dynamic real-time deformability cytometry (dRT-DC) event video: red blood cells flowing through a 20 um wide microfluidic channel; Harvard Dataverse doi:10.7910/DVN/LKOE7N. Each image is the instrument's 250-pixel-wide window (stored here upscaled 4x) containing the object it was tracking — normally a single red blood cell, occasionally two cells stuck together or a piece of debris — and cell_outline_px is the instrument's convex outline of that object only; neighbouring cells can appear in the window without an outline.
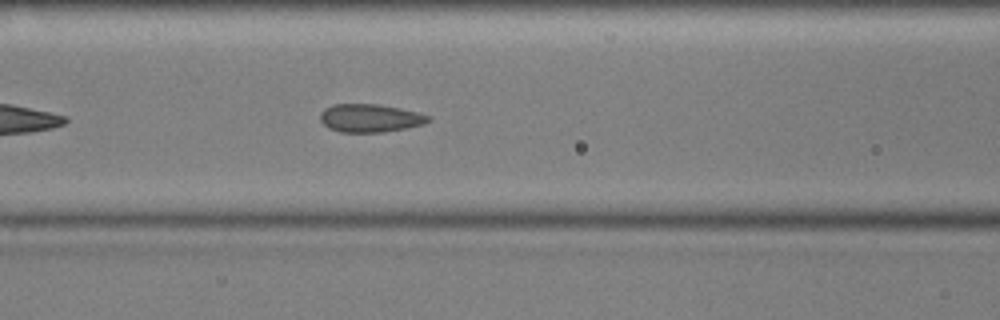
{"species": "common noctule bat (a hibernating species)", "species_latin": "Nyctalus noctula", "temperature_condition": "cold", "stored_images_in_passage": 33, "camera_frame_rate_fps": 3000, "um_per_image_px": 0.085, "animal": {"sex": "male", "body_mass_g": 17.9, "forearm_length_mm": 54.2}, "frame": {"image": 1, "passage_image": 11, "time_ms": 3.333, "image_size_px": [1000, 320], "cell_outline_px": [[432, 120], [424, 124], [384, 132], [340, 132], [328, 128], [320, 120], [320, 112], [324, 108], [332, 104], [376, 104], [400, 108], [416, 112], [428, 116]], "centroid_in_image_um": [31.41, 10.03], "position_along_channel_um": 135.2, "area_um2": 17.69}}
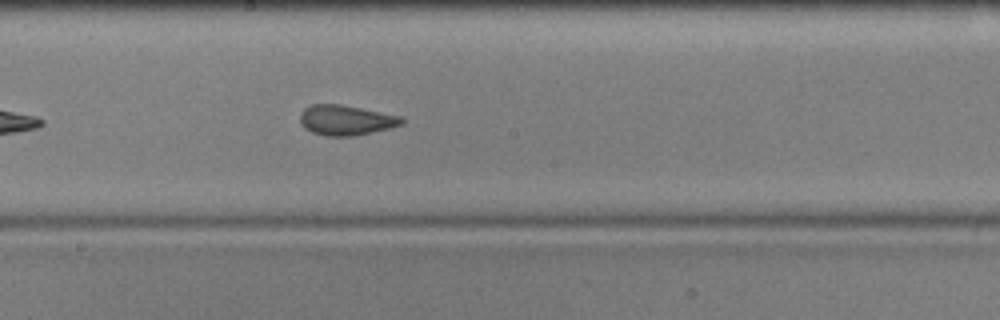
{"frame": {"image": 2, "passage_image": 18, "time_ms": 5.667, "image_size_px": [1000, 320], "cell_outline_px": [[404, 124], [372, 132], [352, 136], [328, 136], [312, 132], [304, 128], [300, 124], [300, 112], [304, 108], [312, 104], [340, 104], [404, 116]], "centroid_in_image_um": [29.41, 10.2], "position_along_channel_um": 218.8, "area_um2": 17.98}}
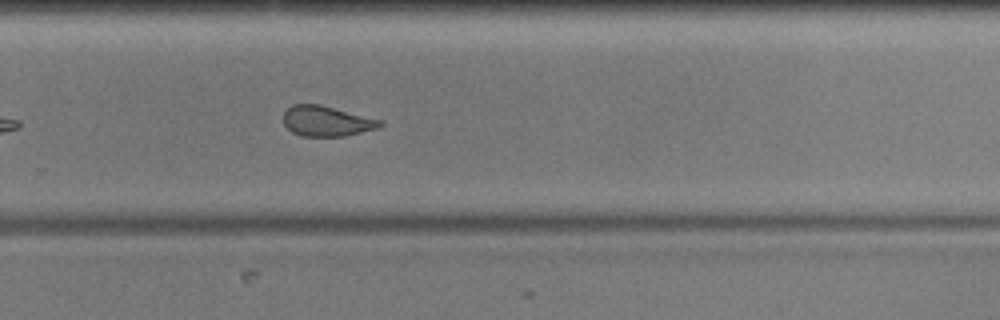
{"frame": {"image": 3, "passage_image": 25, "time_ms": 8.0, "image_size_px": [1000, 320], "cell_outline_px": [[384, 124], [376, 128], [344, 136], [304, 136], [292, 132], [284, 124], [284, 112], [292, 104], [320, 104], [384, 120]], "centroid_in_image_um": [27.78, 10.28], "position_along_channel_um": 302.0, "area_um2": 17.05}, "authors_computed_cell_mechanics": {"area_um2": 17.629, "velocity_mm_per_s": 3.5882, "shape_relaxation_time_tau1_ms": null, "shape_relaxation_time_tau2_ms": 1.5037, "deformation_change_tau1": null, "deformation_change_tau2": 0.0717}}